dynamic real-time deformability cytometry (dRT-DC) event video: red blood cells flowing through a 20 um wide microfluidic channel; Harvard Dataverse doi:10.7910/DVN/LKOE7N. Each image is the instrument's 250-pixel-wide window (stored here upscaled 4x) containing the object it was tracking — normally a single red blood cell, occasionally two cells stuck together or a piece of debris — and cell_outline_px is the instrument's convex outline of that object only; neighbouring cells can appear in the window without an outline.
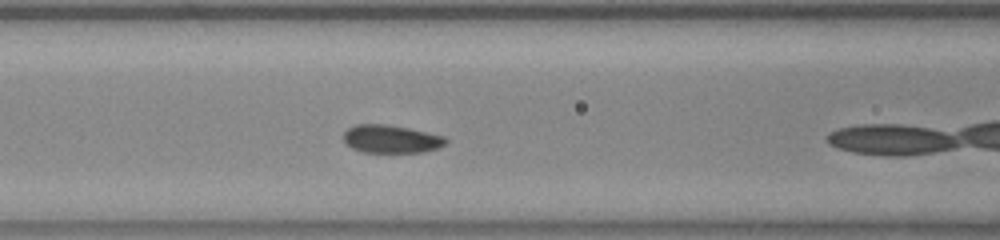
{"species": "common noctule bat (a hibernating species)", "species_latin": "Nyctalus noctula", "temperature_condition": "warm", "stored_images_in_passage": 14, "camera_frame_rate_fps": 3000, "um_per_image_px": 0.085, "animal": {"sex": "female", "body_mass_g": 23.0, "forearm_length_mm": 53.4}, "frame": {"image": 1, "passage_image": 7, "time_ms": 2.0, "image_size_px": [1000, 240], "cell_outline_px": [[448, 140], [444, 144], [436, 148], [424, 152], [360, 152], [352, 148], [344, 140], [344, 132], [348, 128], [356, 124], [388, 124], [408, 128], [444, 136]], "centroid_in_image_um": [33.22, 11.81], "position_along_channel_um": 133.4, "area_um2": 16.59}}